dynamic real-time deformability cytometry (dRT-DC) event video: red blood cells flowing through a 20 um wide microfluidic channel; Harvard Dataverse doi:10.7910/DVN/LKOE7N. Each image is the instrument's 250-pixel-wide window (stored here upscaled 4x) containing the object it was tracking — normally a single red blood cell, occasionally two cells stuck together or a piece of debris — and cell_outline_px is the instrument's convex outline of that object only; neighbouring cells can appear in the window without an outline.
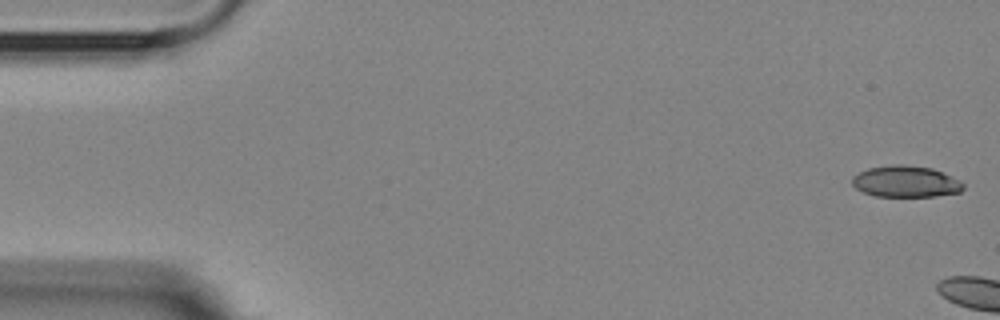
{"species": "Egyptian fruit bat (a non-hibernating species)", "species_latin": "Rousettus aegyptiacus", "temperature_condition": "room temperature", "stored_images_in_passage": 5, "camera_frame_rate_fps": 3000, "um_per_image_px": 0.085, "animal": {"sex": "female"}, "frame": {"image": 1, "passage_image": 1, "time_ms": 0.0, "image_size_px": [1000, 320], "cell_outline_px": [[964, 188], [960, 192], [936, 196], [876, 196], [864, 192], [856, 188], [852, 184], [852, 176], [868, 168], [896, 164], [904, 164], [932, 168], [960, 180], [964, 184]], "centroid_in_image_um": [77.0, 15.42], "position_along_channel_um": 8.0, "area_um2": 20.29}}